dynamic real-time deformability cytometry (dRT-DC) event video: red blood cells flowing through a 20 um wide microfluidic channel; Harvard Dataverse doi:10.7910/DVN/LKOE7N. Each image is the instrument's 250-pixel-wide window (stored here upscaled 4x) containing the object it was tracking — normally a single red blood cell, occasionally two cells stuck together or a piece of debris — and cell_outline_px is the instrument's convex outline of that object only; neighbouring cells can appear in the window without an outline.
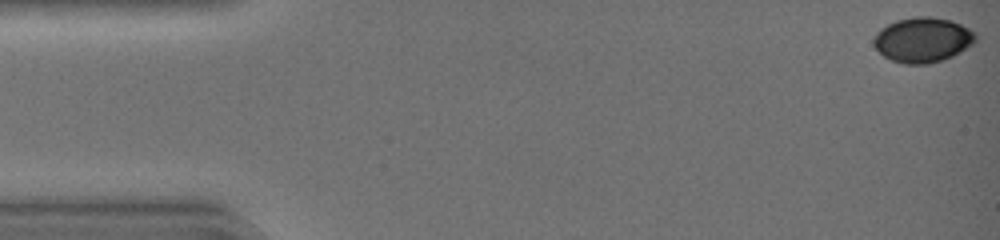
{"species": "common noctule bat (a hibernating species)", "species_latin": "Nyctalus noctula", "temperature_condition": "warm", "stored_images_in_passage": 44, "camera_frame_rate_fps": 3000, "um_per_image_px": 0.085, "animal": {"sex": "female", "body_mass_g": 19.0, "forearm_length_mm": 51.5}, "frame": {"image": 1, "passage_image": 1, "time_ms": 0.0, "image_size_px": [1000, 240], "cell_outline_px": [[976, 40], [972, 44], [960, 52], [952, 56], [928, 64], [904, 64], [892, 60], [884, 56], [872, 44], [872, 40], [888, 24], [896, 20], [916, 16], [928, 16], [952, 20], [976, 32]], "centroid_in_image_um": [78.45, 3.38], "position_along_channel_um": 6.6, "area_um2": 26.47}}
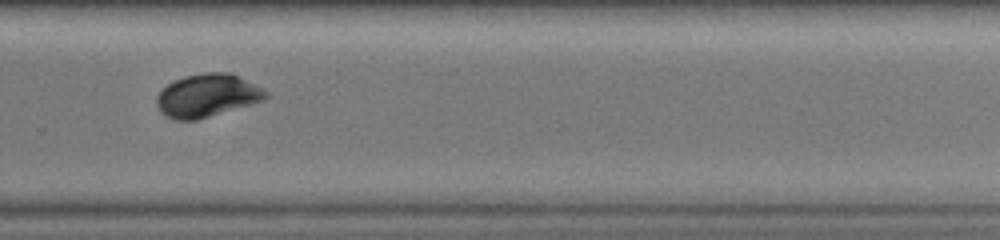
{"frame": {"image": 2, "passage_image": 31, "time_ms": 10.0, "image_size_px": [1000, 240], "cell_outline_px": [[268, 96], [264, 100], [196, 120], [176, 120], [160, 112], [156, 104], [156, 96], [168, 84], [184, 76], [208, 72], [232, 72], [268, 92]], "centroid_in_image_um": [17.61, 8.11], "position_along_channel_um": 312.2, "area_um2": 27.05}}
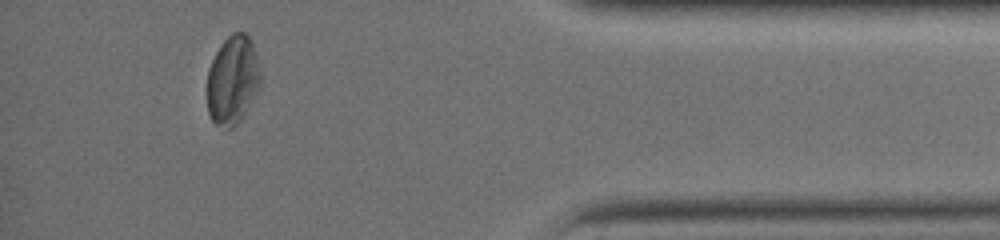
{"frame": {"image": 3, "passage_image": 40, "time_ms": 13.0, "image_size_px": [1000, 240], "cell_outline_px": [[260, 80], [256, 92], [248, 108], [240, 120], [232, 128], [228, 128], [216, 124], [212, 120], [208, 112], [208, 68], [220, 44], [232, 32], [244, 32], [252, 40], [260, 72]], "centroid_in_image_um": [19.76, 6.78], "position_along_channel_um": 415.4, "area_um2": 27.28}, "authors_computed_cell_mechanics": {"area_um2": 27.5995, "velocity_mm_per_s": 4.4119, "shape_relaxation_time_tau1_ms": 1.4234, "shape_relaxation_time_tau2_ms": 2.089, "deformation_change_tau1": 0.0655, "deformation_change_tau2": 0.0311}}